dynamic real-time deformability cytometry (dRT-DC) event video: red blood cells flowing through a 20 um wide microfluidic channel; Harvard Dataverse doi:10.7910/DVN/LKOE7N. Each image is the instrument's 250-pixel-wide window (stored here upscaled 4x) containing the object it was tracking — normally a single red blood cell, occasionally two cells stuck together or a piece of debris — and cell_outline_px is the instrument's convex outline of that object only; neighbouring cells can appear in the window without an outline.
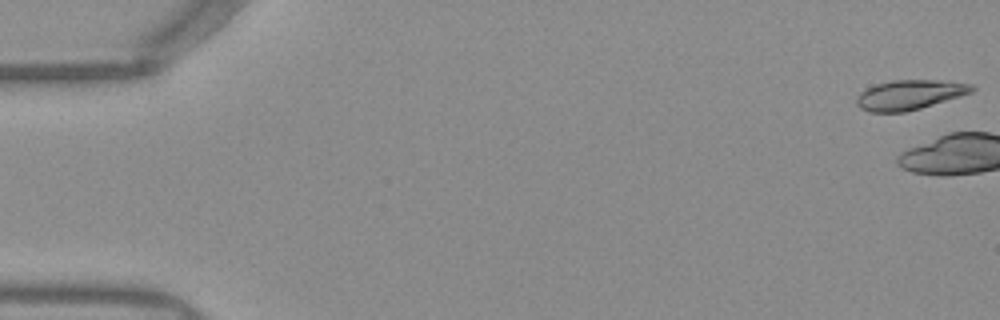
{"species": "Egyptian fruit bat (a non-hibernating species)", "species_latin": "Rousettus aegyptiacus", "temperature_condition": "warm", "stored_images_in_passage": 4, "camera_frame_rate_fps": 3000, "um_per_image_px": 0.085, "frame": {"image": 1, "passage_image": 1, "time_ms": 0.0, "image_size_px": [1000, 320], "cell_outline_px": [[976, 88], [972, 92], [960, 96], [920, 108], [904, 112], [868, 112], [860, 108], [856, 104], [856, 96], [860, 92], [876, 84], [892, 80], [940, 80], [972, 84]], "centroid_in_image_um": [77.29, 8.06], "position_along_channel_um": 7.7, "area_um2": 19.94}}